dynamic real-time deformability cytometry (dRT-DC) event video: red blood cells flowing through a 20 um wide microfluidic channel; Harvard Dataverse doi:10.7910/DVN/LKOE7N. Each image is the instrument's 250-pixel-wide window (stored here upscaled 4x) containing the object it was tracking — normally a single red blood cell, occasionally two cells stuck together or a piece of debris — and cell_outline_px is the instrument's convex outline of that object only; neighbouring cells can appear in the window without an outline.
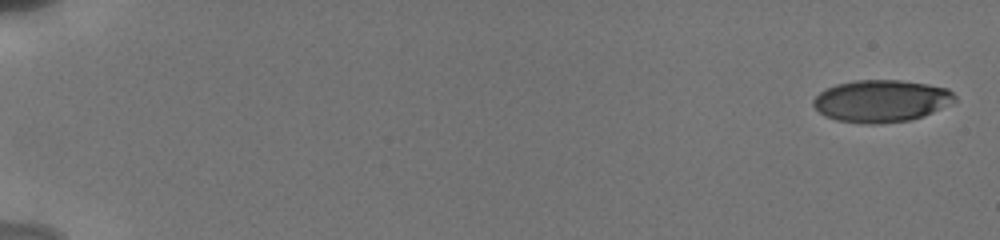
{"species": "human", "species_latin": "Homo sapiens", "temperature_condition": "cold", "stored_images_in_passage": 16, "camera_frame_rate_fps": 3000, "um_per_image_px": 0.085, "donor": {"sex": "male"}, "frame": {"image": 1, "passage_image": 1, "time_ms": 0.0, "image_size_px": [1000, 240], "cell_outline_px": [[956, 100], [952, 104], [924, 116], [908, 120], [876, 124], [864, 124], [836, 120], [824, 116], [812, 104], [812, 100], [820, 92], [836, 84], [856, 80], [900, 80], [928, 84], [948, 88], [956, 96]], "centroid_in_image_um": [74.93, 8.58], "position_along_channel_um": 10.1, "area_um2": 34.91}}
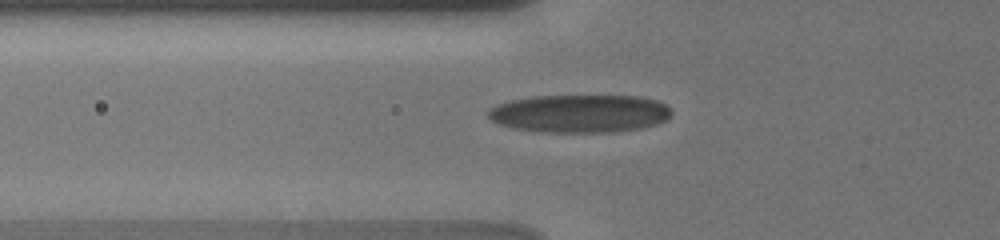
{"frame": {"image": 2, "passage_image": 12, "time_ms": 6.667, "image_size_px": [1000, 240], "cell_outline_px": [[672, 116], [668, 120], [656, 124], [640, 128], [612, 132], [544, 132], [516, 128], [496, 124], [488, 120], [484, 112], [488, 108], [496, 104], [508, 100], [532, 96], [640, 96], [656, 100], [664, 104], [672, 112]], "centroid_in_image_um": [49.21, 9.64], "position_along_channel_um": 76.6, "area_um2": 41.1}}
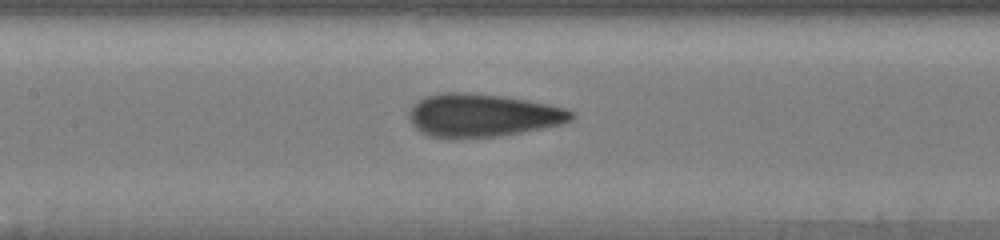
{"frame": {"image": 3, "passage_image": 16, "time_ms": 9.0, "image_size_px": [1000, 240], "cell_outline_px": [[576, 116], [572, 120], [564, 124], [500, 136], [456, 140], [432, 136], [420, 132], [412, 124], [408, 116], [408, 112], [412, 104], [424, 96], [444, 92], [468, 92], [504, 96], [528, 100], [568, 108], [576, 112]], "centroid_in_image_um": [41.02, 9.81], "position_along_channel_um": 166.4, "area_um2": 41.67}}